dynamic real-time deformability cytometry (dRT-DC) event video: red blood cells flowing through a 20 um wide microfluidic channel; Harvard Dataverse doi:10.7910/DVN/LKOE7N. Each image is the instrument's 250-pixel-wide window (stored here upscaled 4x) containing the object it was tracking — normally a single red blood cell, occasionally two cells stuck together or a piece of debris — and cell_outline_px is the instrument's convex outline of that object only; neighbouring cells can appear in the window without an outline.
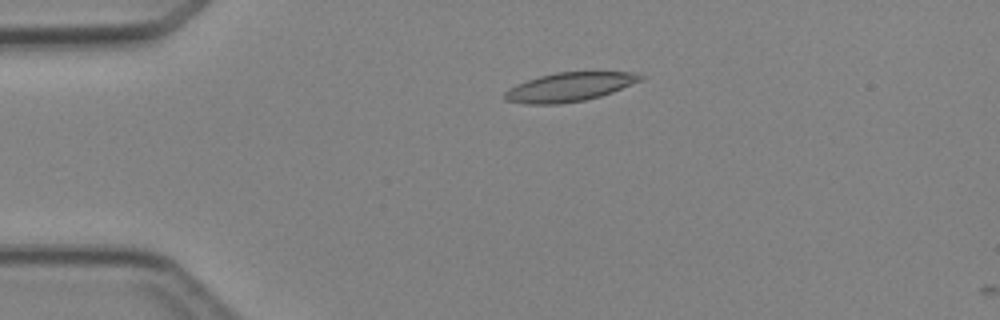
{"species": "Egyptian fruit bat (a non-hibernating species)", "species_latin": "Rousettus aegyptiacus", "temperature_condition": "cold", "stored_images_in_passage": 1, "camera_frame_rate_fps": 3000, "um_per_image_px": 0.085, "animal": {"sex": "female"}, "frame": {"image": 1, "passage_image": 1, "time_ms": 0.0, "image_size_px": [1000, 320], "cell_outline_px": [[644, 80], [612, 92], [600, 96], [584, 100], [560, 104], [524, 104], [504, 100], [504, 92], [516, 84], [540, 76], [556, 72], [596, 68], [632, 72], [644, 76]], "centroid_in_image_um": [48.5, 7.33], "position_along_channel_um": 36.5, "area_um2": 23.93}}